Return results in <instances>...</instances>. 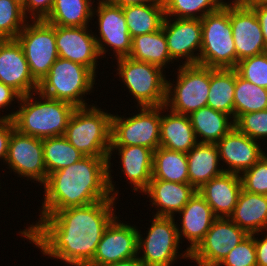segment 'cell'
<instances>
[{"mask_svg":"<svg viewBox=\"0 0 267 266\" xmlns=\"http://www.w3.org/2000/svg\"><path fill=\"white\" fill-rule=\"evenodd\" d=\"M116 198L85 206L69 207L53 214H41L36 224L20 231L40 248L43 255L70 266H87L93 259L103 233L114 215Z\"/></svg>","mask_w":267,"mask_h":266,"instance_id":"6da1fadb","label":"cell"},{"mask_svg":"<svg viewBox=\"0 0 267 266\" xmlns=\"http://www.w3.org/2000/svg\"><path fill=\"white\" fill-rule=\"evenodd\" d=\"M41 214L85 206L112 196L108 184V157L84 156L48 175Z\"/></svg>","mask_w":267,"mask_h":266,"instance_id":"7a4b0ae2","label":"cell"},{"mask_svg":"<svg viewBox=\"0 0 267 266\" xmlns=\"http://www.w3.org/2000/svg\"><path fill=\"white\" fill-rule=\"evenodd\" d=\"M39 95L34 100L33 95ZM19 110L1 116L12 119L15 129L39 139L64 136L68 121L76 107L70 103L46 97L38 92L20 97Z\"/></svg>","mask_w":267,"mask_h":266,"instance_id":"3957f363","label":"cell"},{"mask_svg":"<svg viewBox=\"0 0 267 266\" xmlns=\"http://www.w3.org/2000/svg\"><path fill=\"white\" fill-rule=\"evenodd\" d=\"M89 105L74 109L64 137L85 156L109 157L112 114Z\"/></svg>","mask_w":267,"mask_h":266,"instance_id":"277c9868","label":"cell"},{"mask_svg":"<svg viewBox=\"0 0 267 266\" xmlns=\"http://www.w3.org/2000/svg\"><path fill=\"white\" fill-rule=\"evenodd\" d=\"M95 77L88 67L59 57L38 83L37 92L76 108L89 106L83 96L92 90Z\"/></svg>","mask_w":267,"mask_h":266,"instance_id":"5b68a950","label":"cell"},{"mask_svg":"<svg viewBox=\"0 0 267 266\" xmlns=\"http://www.w3.org/2000/svg\"><path fill=\"white\" fill-rule=\"evenodd\" d=\"M202 44L198 64L210 68H235L237 53L232 36L229 3L201 20Z\"/></svg>","mask_w":267,"mask_h":266,"instance_id":"8992f818","label":"cell"},{"mask_svg":"<svg viewBox=\"0 0 267 266\" xmlns=\"http://www.w3.org/2000/svg\"><path fill=\"white\" fill-rule=\"evenodd\" d=\"M119 78L135 97L139 107L165 105L167 80L162 68L129 57L117 58Z\"/></svg>","mask_w":267,"mask_h":266,"instance_id":"52a82bcc","label":"cell"},{"mask_svg":"<svg viewBox=\"0 0 267 266\" xmlns=\"http://www.w3.org/2000/svg\"><path fill=\"white\" fill-rule=\"evenodd\" d=\"M177 82L167 80L165 107L178 113L189 115L193 111L207 107L210 87V67L199 64H183L178 68ZM173 90V91H172Z\"/></svg>","mask_w":267,"mask_h":266,"instance_id":"ba28073f","label":"cell"},{"mask_svg":"<svg viewBox=\"0 0 267 266\" xmlns=\"http://www.w3.org/2000/svg\"><path fill=\"white\" fill-rule=\"evenodd\" d=\"M140 113L131 117L112 114L111 146L141 145L155 151L160 147L161 112L167 109L139 107Z\"/></svg>","mask_w":267,"mask_h":266,"instance_id":"9c48e42d","label":"cell"},{"mask_svg":"<svg viewBox=\"0 0 267 266\" xmlns=\"http://www.w3.org/2000/svg\"><path fill=\"white\" fill-rule=\"evenodd\" d=\"M26 23L16 40L20 43L29 70L39 83L59 58L55 41V25L45 20H31Z\"/></svg>","mask_w":267,"mask_h":266,"instance_id":"30bf717a","label":"cell"},{"mask_svg":"<svg viewBox=\"0 0 267 266\" xmlns=\"http://www.w3.org/2000/svg\"><path fill=\"white\" fill-rule=\"evenodd\" d=\"M174 220V217L154 216L145 239L138 230V253L143 250L138 258L144 266H172L178 258L180 240Z\"/></svg>","mask_w":267,"mask_h":266,"instance_id":"8fae6325","label":"cell"},{"mask_svg":"<svg viewBox=\"0 0 267 266\" xmlns=\"http://www.w3.org/2000/svg\"><path fill=\"white\" fill-rule=\"evenodd\" d=\"M248 235L230 218L217 217L189 259L198 266H217Z\"/></svg>","mask_w":267,"mask_h":266,"instance_id":"7c38bea8","label":"cell"},{"mask_svg":"<svg viewBox=\"0 0 267 266\" xmlns=\"http://www.w3.org/2000/svg\"><path fill=\"white\" fill-rule=\"evenodd\" d=\"M232 36L239 61L267 51L261 25L255 11L243 0L229 3Z\"/></svg>","mask_w":267,"mask_h":266,"instance_id":"4fadbf2b","label":"cell"},{"mask_svg":"<svg viewBox=\"0 0 267 266\" xmlns=\"http://www.w3.org/2000/svg\"><path fill=\"white\" fill-rule=\"evenodd\" d=\"M5 164H8L9 169L11 167L20 178H30L41 184L47 181L42 139L22 134L14 129L9 141Z\"/></svg>","mask_w":267,"mask_h":266,"instance_id":"5bb4252c","label":"cell"},{"mask_svg":"<svg viewBox=\"0 0 267 266\" xmlns=\"http://www.w3.org/2000/svg\"><path fill=\"white\" fill-rule=\"evenodd\" d=\"M94 10L93 16H98L100 37L95 36V39L99 55L104 56L108 51L104 46L107 45L113 49L117 58L128 57L132 49V38L122 7L112 5L107 0H99L97 9Z\"/></svg>","mask_w":267,"mask_h":266,"instance_id":"9a60e30c","label":"cell"},{"mask_svg":"<svg viewBox=\"0 0 267 266\" xmlns=\"http://www.w3.org/2000/svg\"><path fill=\"white\" fill-rule=\"evenodd\" d=\"M116 217L105 229L92 261L87 266H103L139 255L138 229Z\"/></svg>","mask_w":267,"mask_h":266,"instance_id":"2e32d148","label":"cell"},{"mask_svg":"<svg viewBox=\"0 0 267 266\" xmlns=\"http://www.w3.org/2000/svg\"><path fill=\"white\" fill-rule=\"evenodd\" d=\"M164 17L162 29L167 41L170 57L174 60L183 58L186 61L182 64H198L200 53L194 55L197 50L200 52L202 44V24L199 19H180L171 21ZM174 21V22H173ZM185 57V58H184Z\"/></svg>","mask_w":267,"mask_h":266,"instance_id":"e0dca14e","label":"cell"},{"mask_svg":"<svg viewBox=\"0 0 267 266\" xmlns=\"http://www.w3.org/2000/svg\"><path fill=\"white\" fill-rule=\"evenodd\" d=\"M0 82L14 89L21 97L37 92L38 82L31 75L22 47L16 39L0 40Z\"/></svg>","mask_w":267,"mask_h":266,"instance_id":"ac0fdd59","label":"cell"},{"mask_svg":"<svg viewBox=\"0 0 267 266\" xmlns=\"http://www.w3.org/2000/svg\"><path fill=\"white\" fill-rule=\"evenodd\" d=\"M85 27H62L55 25V41L58 56L88 67L96 73L100 55L95 35Z\"/></svg>","mask_w":267,"mask_h":266,"instance_id":"d6986e66","label":"cell"},{"mask_svg":"<svg viewBox=\"0 0 267 266\" xmlns=\"http://www.w3.org/2000/svg\"><path fill=\"white\" fill-rule=\"evenodd\" d=\"M117 150L119 156L121 157L122 171L131 186L133 185V190L143 192L150 180L152 179V169H153V150L145 146L135 145V146H110V153L108 157V184L109 190L112 197L117 198L118 190H115V184L112 183L111 177V162L112 151ZM113 192V193H112Z\"/></svg>","mask_w":267,"mask_h":266,"instance_id":"ffe728a7","label":"cell"},{"mask_svg":"<svg viewBox=\"0 0 267 266\" xmlns=\"http://www.w3.org/2000/svg\"><path fill=\"white\" fill-rule=\"evenodd\" d=\"M220 160L227 163L224 172L240 174L251 168L264 154L257 141L235 127L217 143Z\"/></svg>","mask_w":267,"mask_h":266,"instance_id":"44dd1931","label":"cell"},{"mask_svg":"<svg viewBox=\"0 0 267 266\" xmlns=\"http://www.w3.org/2000/svg\"><path fill=\"white\" fill-rule=\"evenodd\" d=\"M182 215L181 229L177 227L178 237L188 239L190 245L186 252L181 254L183 259H189V253H191L203 240L204 236L210 229L213 221L217 218L210 207L205 201L204 197L196 191L190 198L188 203L178 213Z\"/></svg>","mask_w":267,"mask_h":266,"instance_id":"7402d4cb","label":"cell"},{"mask_svg":"<svg viewBox=\"0 0 267 266\" xmlns=\"http://www.w3.org/2000/svg\"><path fill=\"white\" fill-rule=\"evenodd\" d=\"M242 190L239 174L223 172L205 183L197 191L210 205L216 217H227L233 213Z\"/></svg>","mask_w":267,"mask_h":266,"instance_id":"603a6c76","label":"cell"},{"mask_svg":"<svg viewBox=\"0 0 267 266\" xmlns=\"http://www.w3.org/2000/svg\"><path fill=\"white\" fill-rule=\"evenodd\" d=\"M197 190L189 183H177L151 179L147 188L143 191L149 196L157 208L154 216L175 217L188 203Z\"/></svg>","mask_w":267,"mask_h":266,"instance_id":"cb8c5ba5","label":"cell"},{"mask_svg":"<svg viewBox=\"0 0 267 266\" xmlns=\"http://www.w3.org/2000/svg\"><path fill=\"white\" fill-rule=\"evenodd\" d=\"M229 218L248 234L267 230V195L241 190Z\"/></svg>","mask_w":267,"mask_h":266,"instance_id":"d4e9b609","label":"cell"},{"mask_svg":"<svg viewBox=\"0 0 267 266\" xmlns=\"http://www.w3.org/2000/svg\"><path fill=\"white\" fill-rule=\"evenodd\" d=\"M187 160L189 184L196 190L224 172L223 168L219 169L220 156L217 144L198 142L187 153Z\"/></svg>","mask_w":267,"mask_h":266,"instance_id":"484cf974","label":"cell"},{"mask_svg":"<svg viewBox=\"0 0 267 266\" xmlns=\"http://www.w3.org/2000/svg\"><path fill=\"white\" fill-rule=\"evenodd\" d=\"M161 115L160 147L188 153L197 143V138L188 115L169 111Z\"/></svg>","mask_w":267,"mask_h":266,"instance_id":"4316f807","label":"cell"},{"mask_svg":"<svg viewBox=\"0 0 267 266\" xmlns=\"http://www.w3.org/2000/svg\"><path fill=\"white\" fill-rule=\"evenodd\" d=\"M197 141L200 143L216 144L234 127V120L228 114L219 112L210 107H203L188 115ZM201 140L199 141V137Z\"/></svg>","mask_w":267,"mask_h":266,"instance_id":"83f0119b","label":"cell"},{"mask_svg":"<svg viewBox=\"0 0 267 266\" xmlns=\"http://www.w3.org/2000/svg\"><path fill=\"white\" fill-rule=\"evenodd\" d=\"M235 68H210L207 107L228 114L234 120Z\"/></svg>","mask_w":267,"mask_h":266,"instance_id":"f1b7e54d","label":"cell"},{"mask_svg":"<svg viewBox=\"0 0 267 266\" xmlns=\"http://www.w3.org/2000/svg\"><path fill=\"white\" fill-rule=\"evenodd\" d=\"M128 57L156 65L162 69H165V65L169 64L170 61L173 62L162 28L158 31L132 38V49Z\"/></svg>","mask_w":267,"mask_h":266,"instance_id":"f546056e","label":"cell"},{"mask_svg":"<svg viewBox=\"0 0 267 266\" xmlns=\"http://www.w3.org/2000/svg\"><path fill=\"white\" fill-rule=\"evenodd\" d=\"M152 179L189 183L187 154L158 147L153 152Z\"/></svg>","mask_w":267,"mask_h":266,"instance_id":"4dcf8cb0","label":"cell"},{"mask_svg":"<svg viewBox=\"0 0 267 266\" xmlns=\"http://www.w3.org/2000/svg\"><path fill=\"white\" fill-rule=\"evenodd\" d=\"M92 3L91 0H55L45 21L62 27H85L93 17Z\"/></svg>","mask_w":267,"mask_h":266,"instance_id":"1f68e13d","label":"cell"},{"mask_svg":"<svg viewBox=\"0 0 267 266\" xmlns=\"http://www.w3.org/2000/svg\"><path fill=\"white\" fill-rule=\"evenodd\" d=\"M131 38L161 29L165 17L163 4L122 7Z\"/></svg>","mask_w":267,"mask_h":266,"instance_id":"d6a6232c","label":"cell"},{"mask_svg":"<svg viewBox=\"0 0 267 266\" xmlns=\"http://www.w3.org/2000/svg\"><path fill=\"white\" fill-rule=\"evenodd\" d=\"M267 109V89L242 78L235 70L234 120L242 114Z\"/></svg>","mask_w":267,"mask_h":266,"instance_id":"836d02e7","label":"cell"},{"mask_svg":"<svg viewBox=\"0 0 267 266\" xmlns=\"http://www.w3.org/2000/svg\"><path fill=\"white\" fill-rule=\"evenodd\" d=\"M42 144L43 157L48 175L78 162L85 156L64 136L42 139Z\"/></svg>","mask_w":267,"mask_h":266,"instance_id":"e575fe53","label":"cell"},{"mask_svg":"<svg viewBox=\"0 0 267 266\" xmlns=\"http://www.w3.org/2000/svg\"><path fill=\"white\" fill-rule=\"evenodd\" d=\"M224 4L223 0H163L165 16L180 19L201 20L206 14L218 11Z\"/></svg>","mask_w":267,"mask_h":266,"instance_id":"d590c367","label":"cell"},{"mask_svg":"<svg viewBox=\"0 0 267 266\" xmlns=\"http://www.w3.org/2000/svg\"><path fill=\"white\" fill-rule=\"evenodd\" d=\"M23 8L13 0H0V40L16 39L27 20Z\"/></svg>","mask_w":267,"mask_h":266,"instance_id":"8d00e7d4","label":"cell"},{"mask_svg":"<svg viewBox=\"0 0 267 266\" xmlns=\"http://www.w3.org/2000/svg\"><path fill=\"white\" fill-rule=\"evenodd\" d=\"M235 70L242 78L267 89V51L239 61Z\"/></svg>","mask_w":267,"mask_h":266,"instance_id":"74e56055","label":"cell"},{"mask_svg":"<svg viewBox=\"0 0 267 266\" xmlns=\"http://www.w3.org/2000/svg\"><path fill=\"white\" fill-rule=\"evenodd\" d=\"M235 128L251 139L267 137V109L239 115L234 120Z\"/></svg>","mask_w":267,"mask_h":266,"instance_id":"f35d334b","label":"cell"},{"mask_svg":"<svg viewBox=\"0 0 267 266\" xmlns=\"http://www.w3.org/2000/svg\"><path fill=\"white\" fill-rule=\"evenodd\" d=\"M240 175L242 189L255 194L267 195V155L264 154L251 168Z\"/></svg>","mask_w":267,"mask_h":266,"instance_id":"ab89813d","label":"cell"},{"mask_svg":"<svg viewBox=\"0 0 267 266\" xmlns=\"http://www.w3.org/2000/svg\"><path fill=\"white\" fill-rule=\"evenodd\" d=\"M257 266L254 234H249L217 266Z\"/></svg>","mask_w":267,"mask_h":266,"instance_id":"60d3db41","label":"cell"},{"mask_svg":"<svg viewBox=\"0 0 267 266\" xmlns=\"http://www.w3.org/2000/svg\"><path fill=\"white\" fill-rule=\"evenodd\" d=\"M54 2L55 0H27V4L23 8L24 15L27 18L28 13H31L29 18L32 20H45L50 14Z\"/></svg>","mask_w":267,"mask_h":266,"instance_id":"b9f144b4","label":"cell"},{"mask_svg":"<svg viewBox=\"0 0 267 266\" xmlns=\"http://www.w3.org/2000/svg\"><path fill=\"white\" fill-rule=\"evenodd\" d=\"M15 129L12 119H0V158L5 162L12 131Z\"/></svg>","mask_w":267,"mask_h":266,"instance_id":"7bdbcfd3","label":"cell"},{"mask_svg":"<svg viewBox=\"0 0 267 266\" xmlns=\"http://www.w3.org/2000/svg\"><path fill=\"white\" fill-rule=\"evenodd\" d=\"M20 97L14 89L0 82V109L7 107L14 100L19 103Z\"/></svg>","mask_w":267,"mask_h":266,"instance_id":"ee69618b","label":"cell"},{"mask_svg":"<svg viewBox=\"0 0 267 266\" xmlns=\"http://www.w3.org/2000/svg\"><path fill=\"white\" fill-rule=\"evenodd\" d=\"M255 235L256 233H254V244L257 266H267V235L261 240L255 238Z\"/></svg>","mask_w":267,"mask_h":266,"instance_id":"f6af8a7d","label":"cell"},{"mask_svg":"<svg viewBox=\"0 0 267 266\" xmlns=\"http://www.w3.org/2000/svg\"><path fill=\"white\" fill-rule=\"evenodd\" d=\"M256 13L258 20L261 25V30L263 33V39L267 48V4L266 5H248Z\"/></svg>","mask_w":267,"mask_h":266,"instance_id":"bcb514c9","label":"cell"},{"mask_svg":"<svg viewBox=\"0 0 267 266\" xmlns=\"http://www.w3.org/2000/svg\"><path fill=\"white\" fill-rule=\"evenodd\" d=\"M110 4L125 7L129 5H154L163 4V0H107Z\"/></svg>","mask_w":267,"mask_h":266,"instance_id":"7dc6e473","label":"cell"},{"mask_svg":"<svg viewBox=\"0 0 267 266\" xmlns=\"http://www.w3.org/2000/svg\"><path fill=\"white\" fill-rule=\"evenodd\" d=\"M103 266H144V264L140 261V259L136 256L134 258L119 261L116 263H110Z\"/></svg>","mask_w":267,"mask_h":266,"instance_id":"c3c4849f","label":"cell"},{"mask_svg":"<svg viewBox=\"0 0 267 266\" xmlns=\"http://www.w3.org/2000/svg\"><path fill=\"white\" fill-rule=\"evenodd\" d=\"M247 5H266L267 0H243Z\"/></svg>","mask_w":267,"mask_h":266,"instance_id":"681fc988","label":"cell"},{"mask_svg":"<svg viewBox=\"0 0 267 266\" xmlns=\"http://www.w3.org/2000/svg\"><path fill=\"white\" fill-rule=\"evenodd\" d=\"M13 1L16 2L22 8H24L27 4V0H13Z\"/></svg>","mask_w":267,"mask_h":266,"instance_id":"f907efd6","label":"cell"}]
</instances>
